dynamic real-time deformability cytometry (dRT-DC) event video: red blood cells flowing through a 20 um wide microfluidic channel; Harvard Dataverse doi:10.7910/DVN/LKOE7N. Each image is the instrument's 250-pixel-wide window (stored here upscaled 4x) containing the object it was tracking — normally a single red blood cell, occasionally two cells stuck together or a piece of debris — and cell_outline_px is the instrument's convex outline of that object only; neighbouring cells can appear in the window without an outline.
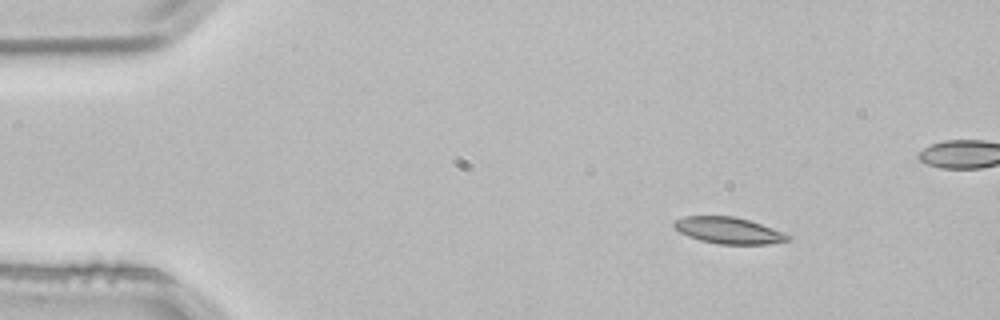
{"species": "common noctule bat (a hibernating species)", "species_latin": "Nyctalus noctula", "temperature_condition": "room temperature", "stored_images_in_passage": 4, "camera_frame_rate_fps": 3000, "um_per_image_px": 0.085, "animal": {"sex": "male", "body_mass_g": 21.5, "forearm_length_mm": 52.0}, "frame": {"image": 1, "passage_image": 2, "time_ms": 0.333, "image_size_px": [1000, 320], "cell_outline_px": [[792, 236], [788, 240], [768, 244], [720, 244], [700, 240], [688, 236], [680, 232], [672, 224], [672, 220], [684, 216], [736, 216], [760, 224]], "centroid_in_image_um": [61.87, 19.58], "position_along_channel_um": 23.1, "area_um2": 17.4}}